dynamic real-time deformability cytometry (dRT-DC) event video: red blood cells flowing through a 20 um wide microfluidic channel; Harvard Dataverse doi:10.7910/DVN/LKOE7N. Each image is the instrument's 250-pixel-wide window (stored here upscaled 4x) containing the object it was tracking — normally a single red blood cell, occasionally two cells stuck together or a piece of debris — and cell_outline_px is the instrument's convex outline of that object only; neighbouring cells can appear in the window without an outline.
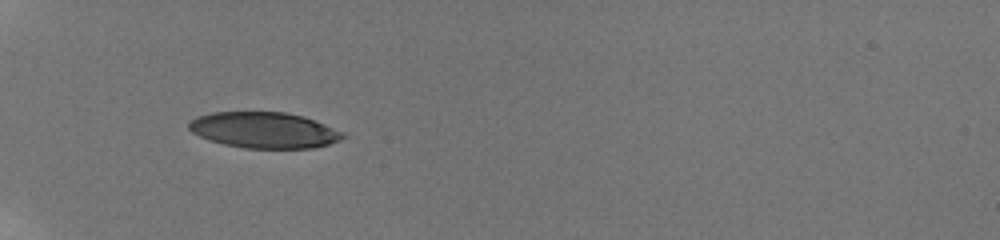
{"species": "human", "species_latin": "Homo sapiens", "temperature_condition": "room temperature", "stored_images_in_passage": 12, "camera_frame_rate_fps": 3000, "um_per_image_px": 0.085, "donor": {"sex": "male"}, "frame": {"image": 1, "passage_image": 1, "time_ms": 0.0, "image_size_px": [1000, 240], "cell_outline_px": [[344, 136], [340, 140], [328, 144], [312, 148], [244, 148], [224, 144], [208, 140], [192, 132], [188, 128], [188, 124], [196, 116], [212, 112], [284, 112], [304, 116], [344, 132]], "centroid_in_image_um": [22.43, 11.06], "position_along_channel_um": 62.6, "area_um2": 32.19}}